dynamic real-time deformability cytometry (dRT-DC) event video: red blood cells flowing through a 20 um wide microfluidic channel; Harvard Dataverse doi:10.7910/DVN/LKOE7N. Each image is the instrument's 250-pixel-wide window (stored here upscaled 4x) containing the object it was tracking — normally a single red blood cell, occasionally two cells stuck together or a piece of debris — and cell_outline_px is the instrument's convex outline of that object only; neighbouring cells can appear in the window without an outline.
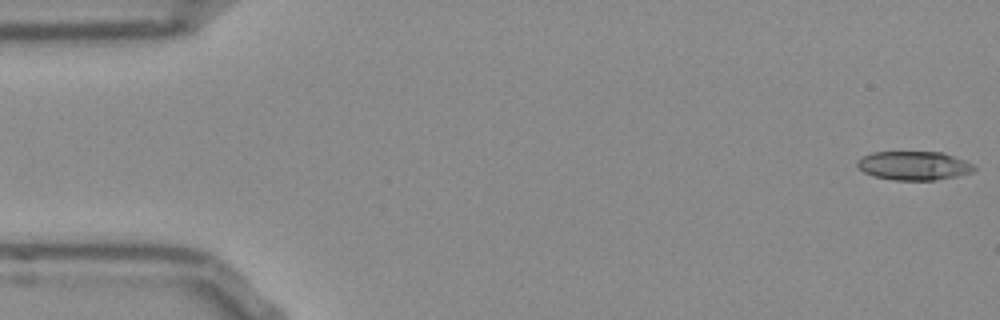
{"species": "Egyptian fruit bat (a non-hibernating species)", "species_latin": "Rousettus aegyptiacus", "temperature_condition": "room temperature", "stored_images_in_passage": 13, "camera_frame_rate_fps": 3000, "um_per_image_px": 0.085, "frame": {"image": 1, "passage_image": 1, "time_ms": 0.0, "image_size_px": [1000, 320], "cell_outline_px": [[976, 168], [972, 172], [956, 176], [932, 180], [892, 180], [872, 176], [864, 172], [856, 164], [856, 160], [872, 152], [944, 152], [964, 160], [972, 164]], "centroid_in_image_um": [77.65, 14.08], "position_along_channel_um": 7.3, "area_um2": 19.59}}